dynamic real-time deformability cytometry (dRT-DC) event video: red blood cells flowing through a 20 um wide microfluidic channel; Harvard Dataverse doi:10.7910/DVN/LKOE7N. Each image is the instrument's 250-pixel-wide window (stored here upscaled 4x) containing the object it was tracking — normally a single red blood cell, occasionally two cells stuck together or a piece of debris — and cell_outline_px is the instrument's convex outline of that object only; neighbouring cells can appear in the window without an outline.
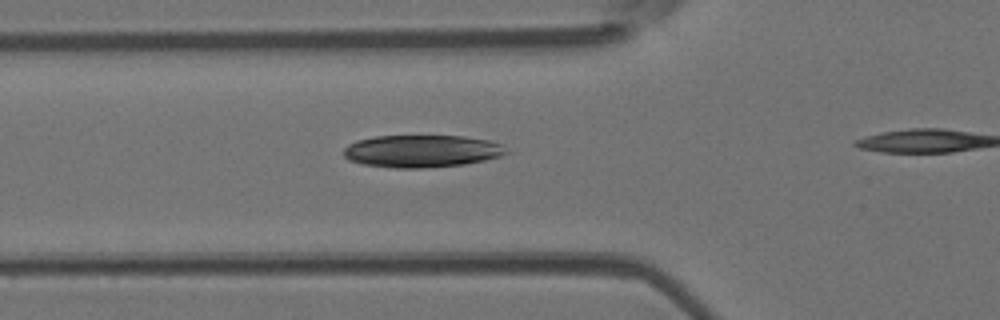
{"species": "Egyptian fruit bat (a non-hibernating species)", "species_latin": "Rousettus aegyptiacus", "temperature_condition": "room temperature", "stored_images_in_passage": 19, "camera_frame_rate_fps": 3000, "um_per_image_px": 0.085, "animal": {"sex": "female"}, "frame": {"image": 1, "passage_image": 8, "time_ms": 2.333, "image_size_px": [1000, 320], "cell_outline_px": [[512, 152], [500, 156], [484, 160], [464, 164], [420, 168], [396, 168], [360, 164], [348, 160], [344, 156], [344, 148], [348, 144], [356, 140], [376, 136], [464, 136], [488, 140], [500, 144]], "centroid_in_image_um": [35.83, 12.84], "position_along_channel_um": 90.0, "area_um2": 30.81}}
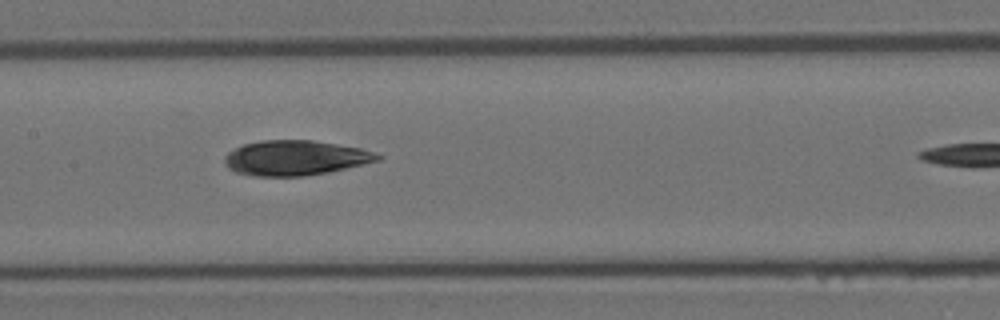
{"frame": {"image": 2, "passage_image": 15, "time_ms": 4.667, "image_size_px": [1000, 320], "cell_outline_px": [[384, 156], [380, 160], [364, 164], [328, 172], [304, 176], [256, 176], [236, 172], [228, 168], [224, 164], [224, 156], [228, 152], [244, 144], [264, 140], [312, 140], [360, 148]], "centroid_in_image_um": [25.09, 13.42], "position_along_channel_um": 182.3, "area_um2": 31.04}}
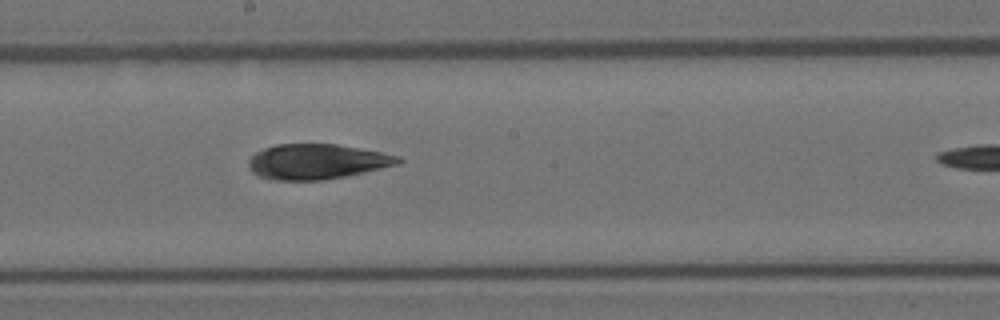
{"frame": {"image": 3, "passage_image": 18, "time_ms": 5.667, "image_size_px": [1000, 320], "cell_outline_px": [[404, 160], [400, 164], [364, 172], [324, 180], [272, 180], [260, 176], [252, 172], [248, 164], [248, 160], [256, 152], [264, 148], [276, 144], [336, 144], [380, 152], [400, 156]], "centroid_in_image_um": [26.94, 13.74], "position_along_channel_um": 221.3, "area_um2": 30.58}}